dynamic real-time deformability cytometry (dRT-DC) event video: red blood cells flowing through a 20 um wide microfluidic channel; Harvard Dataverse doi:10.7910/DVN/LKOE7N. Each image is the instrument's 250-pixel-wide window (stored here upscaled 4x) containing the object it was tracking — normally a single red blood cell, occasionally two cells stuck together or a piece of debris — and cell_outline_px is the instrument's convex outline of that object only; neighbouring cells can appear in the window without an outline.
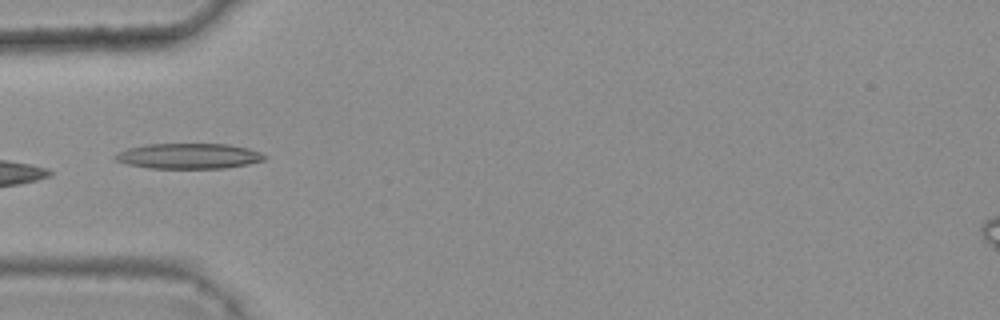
{"species": "common noctule bat (a hibernating species)", "species_latin": "Nyctalus noctula", "temperature_condition": "warm", "stored_images_in_passage": 4, "camera_frame_rate_fps": 3000, "um_per_image_px": 0.085, "animal": {"sex": "female", "body_mass_g": 25.1}, "frame": {"image": 1, "passage_image": 4, "time_ms": 1.0, "image_size_px": [1000, 320], "cell_outline_px": [[268, 156], [264, 160], [248, 164], [224, 168], [152, 168], [128, 164], [112, 160], [112, 156], [116, 152], [128, 148], [144, 144], [228, 144], [248, 148], [260, 152]], "centroid_in_image_um": [16.0, 13.26], "position_along_channel_um": 69.0, "area_um2": 22.25}}